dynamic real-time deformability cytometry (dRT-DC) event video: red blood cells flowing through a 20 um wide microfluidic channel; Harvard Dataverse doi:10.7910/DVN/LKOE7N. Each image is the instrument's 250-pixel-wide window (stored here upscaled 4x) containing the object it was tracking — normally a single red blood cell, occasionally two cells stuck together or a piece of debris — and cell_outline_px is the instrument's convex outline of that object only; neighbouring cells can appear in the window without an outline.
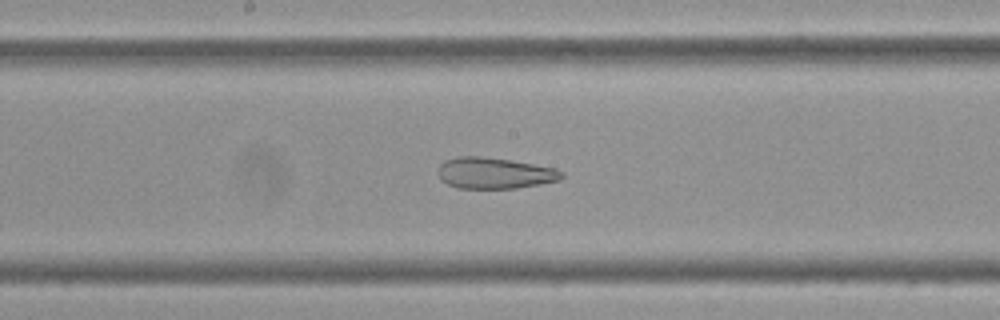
{"species": "Egyptian fruit bat (a non-hibernating species)", "species_latin": "Rousettus aegyptiacus", "temperature_condition": "cold", "stored_images_in_passage": 59, "camera_frame_rate_fps": 3000, "um_per_image_px": 0.085, "frame": {"image": 1, "passage_image": 31, "time_ms": 10.0, "image_size_px": [1000, 320], "cell_outline_px": [[564, 176], [560, 180], [540, 184], [516, 188], [456, 188], [440, 180], [436, 172], [440, 164], [444, 160], [456, 156], [480, 156], [508, 160], [556, 168], [564, 172]], "centroid_in_image_um": [42.0, 14.71], "position_along_channel_um": 206.2, "area_um2": 22.6}}
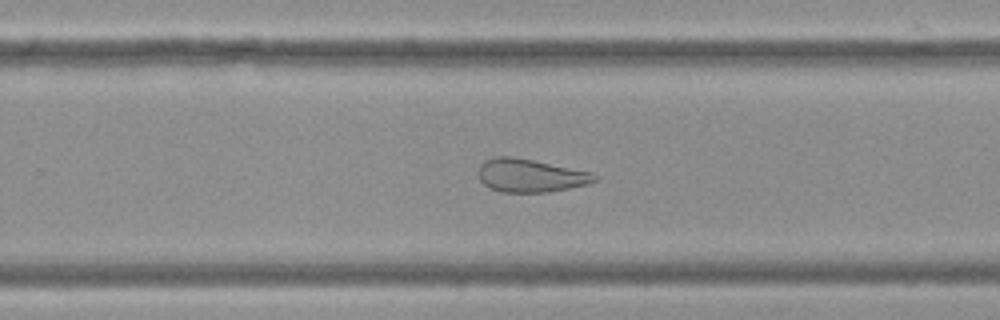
{"frame": {"image": 2, "passage_image": 38, "time_ms": 12.333, "image_size_px": [1000, 320], "cell_outline_px": [[600, 176], [596, 180], [588, 184], [548, 192], [500, 192], [488, 188], [480, 180], [476, 172], [480, 164], [484, 160], [496, 156], [512, 156], [592, 172]], "centroid_in_image_um": [45.04, 14.92], "position_along_channel_um": 284.8, "area_um2": 22.66}}
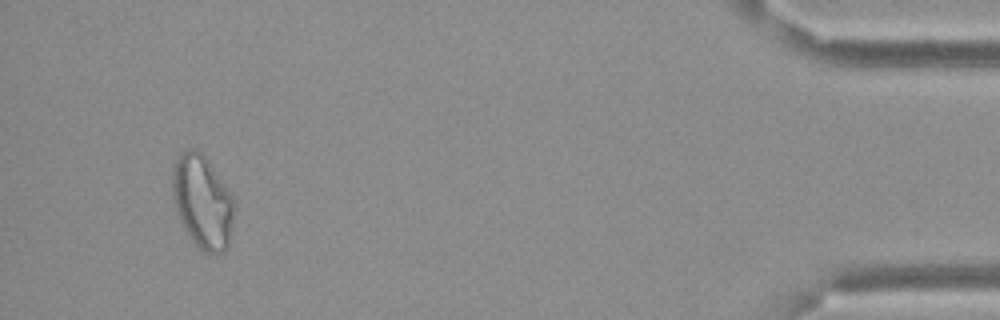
{"frame": {"image": 3, "passage_image": 56, "time_ms": 18.333, "image_size_px": [1000, 320], "cell_outline_px": [[232, 220], [228, 248], [224, 252], [216, 256], [204, 252], [188, 236], [180, 220], [172, 200], [172, 168], [176, 156], [180, 152], [188, 148], [196, 148], [208, 160], [232, 196]], "centroid_in_image_um": [17.16, 17.15], "position_along_channel_um": 418.0, "area_um2": 33.64}}